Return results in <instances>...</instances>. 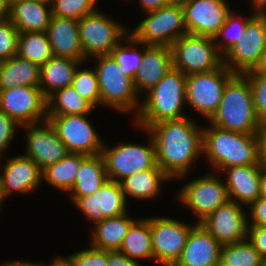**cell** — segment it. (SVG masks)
<instances>
[{"instance_id":"obj_1","label":"cell","mask_w":266,"mask_h":266,"mask_svg":"<svg viewBox=\"0 0 266 266\" xmlns=\"http://www.w3.org/2000/svg\"><path fill=\"white\" fill-rule=\"evenodd\" d=\"M188 115L149 126L145 133L155 144L156 164L171 178H185L203 156V128ZM200 155V156H199Z\"/></svg>"},{"instance_id":"obj_2","label":"cell","mask_w":266,"mask_h":266,"mask_svg":"<svg viewBox=\"0 0 266 266\" xmlns=\"http://www.w3.org/2000/svg\"><path fill=\"white\" fill-rule=\"evenodd\" d=\"M202 149L215 172L233 166L260 164L258 134L223 130L210 124L203 128Z\"/></svg>"},{"instance_id":"obj_3","label":"cell","mask_w":266,"mask_h":266,"mask_svg":"<svg viewBox=\"0 0 266 266\" xmlns=\"http://www.w3.org/2000/svg\"><path fill=\"white\" fill-rule=\"evenodd\" d=\"M186 75L172 68L145 96L141 98L138 114L133 121L139 130L166 120L187 117L183 112L186 106Z\"/></svg>"},{"instance_id":"obj_4","label":"cell","mask_w":266,"mask_h":266,"mask_svg":"<svg viewBox=\"0 0 266 266\" xmlns=\"http://www.w3.org/2000/svg\"><path fill=\"white\" fill-rule=\"evenodd\" d=\"M220 129L258 134L261 128L251 83L245 74L235 73L226 83L218 110L208 121Z\"/></svg>"},{"instance_id":"obj_5","label":"cell","mask_w":266,"mask_h":266,"mask_svg":"<svg viewBox=\"0 0 266 266\" xmlns=\"http://www.w3.org/2000/svg\"><path fill=\"white\" fill-rule=\"evenodd\" d=\"M97 72L101 106L112 107L120 113L138 114L141 100L136 93L133 80L123 74L118 63L109 55L93 57Z\"/></svg>"},{"instance_id":"obj_6","label":"cell","mask_w":266,"mask_h":266,"mask_svg":"<svg viewBox=\"0 0 266 266\" xmlns=\"http://www.w3.org/2000/svg\"><path fill=\"white\" fill-rule=\"evenodd\" d=\"M144 15L146 17L130 33L146 45L170 47L177 39L188 34L180 1L168 2Z\"/></svg>"},{"instance_id":"obj_7","label":"cell","mask_w":266,"mask_h":266,"mask_svg":"<svg viewBox=\"0 0 266 266\" xmlns=\"http://www.w3.org/2000/svg\"><path fill=\"white\" fill-rule=\"evenodd\" d=\"M109 17L96 9L78 20L79 37L86 63L90 58L109 55L111 50L130 34L128 27Z\"/></svg>"},{"instance_id":"obj_8","label":"cell","mask_w":266,"mask_h":266,"mask_svg":"<svg viewBox=\"0 0 266 266\" xmlns=\"http://www.w3.org/2000/svg\"><path fill=\"white\" fill-rule=\"evenodd\" d=\"M173 68L186 76L219 68L223 56L212 37L186 34L171 46Z\"/></svg>"},{"instance_id":"obj_9","label":"cell","mask_w":266,"mask_h":266,"mask_svg":"<svg viewBox=\"0 0 266 266\" xmlns=\"http://www.w3.org/2000/svg\"><path fill=\"white\" fill-rule=\"evenodd\" d=\"M218 175L219 172H208L207 175L186 183L178 190L179 193H176L181 205L190 209L197 217L196 223H201L219 206L230 200L224 179Z\"/></svg>"},{"instance_id":"obj_10","label":"cell","mask_w":266,"mask_h":266,"mask_svg":"<svg viewBox=\"0 0 266 266\" xmlns=\"http://www.w3.org/2000/svg\"><path fill=\"white\" fill-rule=\"evenodd\" d=\"M148 138L147 145L120 142L109 148L104 143L101 155L109 180L120 182L129 175L158 166L154 141L151 135Z\"/></svg>"},{"instance_id":"obj_11","label":"cell","mask_w":266,"mask_h":266,"mask_svg":"<svg viewBox=\"0 0 266 266\" xmlns=\"http://www.w3.org/2000/svg\"><path fill=\"white\" fill-rule=\"evenodd\" d=\"M265 49L266 14H254L241 39L223 55V65L234 73L244 74L258 68Z\"/></svg>"},{"instance_id":"obj_12","label":"cell","mask_w":266,"mask_h":266,"mask_svg":"<svg viewBox=\"0 0 266 266\" xmlns=\"http://www.w3.org/2000/svg\"><path fill=\"white\" fill-rule=\"evenodd\" d=\"M235 73L223 64L212 71L186 77V103L209 121L218 110L225 85Z\"/></svg>"},{"instance_id":"obj_13","label":"cell","mask_w":266,"mask_h":266,"mask_svg":"<svg viewBox=\"0 0 266 266\" xmlns=\"http://www.w3.org/2000/svg\"><path fill=\"white\" fill-rule=\"evenodd\" d=\"M88 115H47V120L69 153L97 155L102 152L104 140L95 130Z\"/></svg>"},{"instance_id":"obj_14","label":"cell","mask_w":266,"mask_h":266,"mask_svg":"<svg viewBox=\"0 0 266 266\" xmlns=\"http://www.w3.org/2000/svg\"><path fill=\"white\" fill-rule=\"evenodd\" d=\"M197 223L186 224L176 218L149 217L154 262L174 266L181 257L191 229Z\"/></svg>"},{"instance_id":"obj_15","label":"cell","mask_w":266,"mask_h":266,"mask_svg":"<svg viewBox=\"0 0 266 266\" xmlns=\"http://www.w3.org/2000/svg\"><path fill=\"white\" fill-rule=\"evenodd\" d=\"M0 111L21 126L47 120V99L39 86L13 87L0 90Z\"/></svg>"},{"instance_id":"obj_16","label":"cell","mask_w":266,"mask_h":266,"mask_svg":"<svg viewBox=\"0 0 266 266\" xmlns=\"http://www.w3.org/2000/svg\"><path fill=\"white\" fill-rule=\"evenodd\" d=\"M70 199L85 219L94 222V225L104 218L117 217L128 212L120 182L109 179L93 194L71 196Z\"/></svg>"},{"instance_id":"obj_17","label":"cell","mask_w":266,"mask_h":266,"mask_svg":"<svg viewBox=\"0 0 266 266\" xmlns=\"http://www.w3.org/2000/svg\"><path fill=\"white\" fill-rule=\"evenodd\" d=\"M184 24L188 34L212 37L231 12L226 0H182Z\"/></svg>"},{"instance_id":"obj_18","label":"cell","mask_w":266,"mask_h":266,"mask_svg":"<svg viewBox=\"0 0 266 266\" xmlns=\"http://www.w3.org/2000/svg\"><path fill=\"white\" fill-rule=\"evenodd\" d=\"M21 127L27 131L24 136L26 152L23 155L33 160L41 170L60 161L69 153L48 120L24 124Z\"/></svg>"},{"instance_id":"obj_19","label":"cell","mask_w":266,"mask_h":266,"mask_svg":"<svg viewBox=\"0 0 266 266\" xmlns=\"http://www.w3.org/2000/svg\"><path fill=\"white\" fill-rule=\"evenodd\" d=\"M244 206L229 200L201 224L223 246L247 239L248 216Z\"/></svg>"},{"instance_id":"obj_20","label":"cell","mask_w":266,"mask_h":266,"mask_svg":"<svg viewBox=\"0 0 266 266\" xmlns=\"http://www.w3.org/2000/svg\"><path fill=\"white\" fill-rule=\"evenodd\" d=\"M0 174V190L3 200L15 194H27L42 184V170L24 155L10 157L3 164Z\"/></svg>"},{"instance_id":"obj_21","label":"cell","mask_w":266,"mask_h":266,"mask_svg":"<svg viewBox=\"0 0 266 266\" xmlns=\"http://www.w3.org/2000/svg\"><path fill=\"white\" fill-rule=\"evenodd\" d=\"M173 68L172 52L169 46L146 45L133 84L136 93H147ZM143 91L144 93H142Z\"/></svg>"},{"instance_id":"obj_22","label":"cell","mask_w":266,"mask_h":266,"mask_svg":"<svg viewBox=\"0 0 266 266\" xmlns=\"http://www.w3.org/2000/svg\"><path fill=\"white\" fill-rule=\"evenodd\" d=\"M222 245L197 223L190 231L181 257L174 266H217Z\"/></svg>"},{"instance_id":"obj_23","label":"cell","mask_w":266,"mask_h":266,"mask_svg":"<svg viewBox=\"0 0 266 266\" xmlns=\"http://www.w3.org/2000/svg\"><path fill=\"white\" fill-rule=\"evenodd\" d=\"M261 167V164L233 166L220 172L228 176L224 183L231 201L247 207L260 198Z\"/></svg>"},{"instance_id":"obj_24","label":"cell","mask_w":266,"mask_h":266,"mask_svg":"<svg viewBox=\"0 0 266 266\" xmlns=\"http://www.w3.org/2000/svg\"><path fill=\"white\" fill-rule=\"evenodd\" d=\"M53 56L85 61L78 20L52 16L46 30Z\"/></svg>"},{"instance_id":"obj_25","label":"cell","mask_w":266,"mask_h":266,"mask_svg":"<svg viewBox=\"0 0 266 266\" xmlns=\"http://www.w3.org/2000/svg\"><path fill=\"white\" fill-rule=\"evenodd\" d=\"M7 18L20 32H46L52 18L51 4L13 0Z\"/></svg>"},{"instance_id":"obj_26","label":"cell","mask_w":266,"mask_h":266,"mask_svg":"<svg viewBox=\"0 0 266 266\" xmlns=\"http://www.w3.org/2000/svg\"><path fill=\"white\" fill-rule=\"evenodd\" d=\"M81 62L84 64V61L53 56L40 66L39 88L44 97L48 99L56 91L70 86Z\"/></svg>"},{"instance_id":"obj_27","label":"cell","mask_w":266,"mask_h":266,"mask_svg":"<svg viewBox=\"0 0 266 266\" xmlns=\"http://www.w3.org/2000/svg\"><path fill=\"white\" fill-rule=\"evenodd\" d=\"M171 178L159 167L144 170L129 175L120 181L125 199L132 197L139 200H150L158 197L163 182L170 181Z\"/></svg>"},{"instance_id":"obj_28","label":"cell","mask_w":266,"mask_h":266,"mask_svg":"<svg viewBox=\"0 0 266 266\" xmlns=\"http://www.w3.org/2000/svg\"><path fill=\"white\" fill-rule=\"evenodd\" d=\"M136 220L133 217L130 218L127 213L117 217L104 218L101 222L93 225L89 245L106 251L119 250L129 228Z\"/></svg>"},{"instance_id":"obj_29","label":"cell","mask_w":266,"mask_h":266,"mask_svg":"<svg viewBox=\"0 0 266 266\" xmlns=\"http://www.w3.org/2000/svg\"><path fill=\"white\" fill-rule=\"evenodd\" d=\"M40 66L18 55L0 61V90L39 86Z\"/></svg>"},{"instance_id":"obj_30","label":"cell","mask_w":266,"mask_h":266,"mask_svg":"<svg viewBox=\"0 0 266 266\" xmlns=\"http://www.w3.org/2000/svg\"><path fill=\"white\" fill-rule=\"evenodd\" d=\"M108 180L104 159L100 154L86 155L81 163L69 196L93 194Z\"/></svg>"},{"instance_id":"obj_31","label":"cell","mask_w":266,"mask_h":266,"mask_svg":"<svg viewBox=\"0 0 266 266\" xmlns=\"http://www.w3.org/2000/svg\"><path fill=\"white\" fill-rule=\"evenodd\" d=\"M119 251L138 263L141 259L154 261L149 217L137 218L123 239Z\"/></svg>"},{"instance_id":"obj_32","label":"cell","mask_w":266,"mask_h":266,"mask_svg":"<svg viewBox=\"0 0 266 266\" xmlns=\"http://www.w3.org/2000/svg\"><path fill=\"white\" fill-rule=\"evenodd\" d=\"M85 156L80 153H68L60 161L42 170V180L68 194L76 181L80 163Z\"/></svg>"},{"instance_id":"obj_33","label":"cell","mask_w":266,"mask_h":266,"mask_svg":"<svg viewBox=\"0 0 266 266\" xmlns=\"http://www.w3.org/2000/svg\"><path fill=\"white\" fill-rule=\"evenodd\" d=\"M93 109L72 85L56 91L47 99V115L91 114Z\"/></svg>"},{"instance_id":"obj_34","label":"cell","mask_w":266,"mask_h":266,"mask_svg":"<svg viewBox=\"0 0 266 266\" xmlns=\"http://www.w3.org/2000/svg\"><path fill=\"white\" fill-rule=\"evenodd\" d=\"M17 55L38 66L44 65L53 57L46 32L20 33Z\"/></svg>"},{"instance_id":"obj_35","label":"cell","mask_w":266,"mask_h":266,"mask_svg":"<svg viewBox=\"0 0 266 266\" xmlns=\"http://www.w3.org/2000/svg\"><path fill=\"white\" fill-rule=\"evenodd\" d=\"M110 55L118 63L123 74L134 80L143 56V42L130 33L111 50Z\"/></svg>"},{"instance_id":"obj_36","label":"cell","mask_w":266,"mask_h":266,"mask_svg":"<svg viewBox=\"0 0 266 266\" xmlns=\"http://www.w3.org/2000/svg\"><path fill=\"white\" fill-rule=\"evenodd\" d=\"M262 259L248 238L221 249L220 261L228 266H261Z\"/></svg>"},{"instance_id":"obj_37","label":"cell","mask_w":266,"mask_h":266,"mask_svg":"<svg viewBox=\"0 0 266 266\" xmlns=\"http://www.w3.org/2000/svg\"><path fill=\"white\" fill-rule=\"evenodd\" d=\"M253 15L254 13L243 17L242 15L238 16L236 12L232 13V11L227 15L225 23L213 38L222 56L241 39L245 33L246 24Z\"/></svg>"},{"instance_id":"obj_38","label":"cell","mask_w":266,"mask_h":266,"mask_svg":"<svg viewBox=\"0 0 266 266\" xmlns=\"http://www.w3.org/2000/svg\"><path fill=\"white\" fill-rule=\"evenodd\" d=\"M78 67L72 81L73 88L94 108L101 106L98 76L95 68L80 69Z\"/></svg>"},{"instance_id":"obj_39","label":"cell","mask_w":266,"mask_h":266,"mask_svg":"<svg viewBox=\"0 0 266 266\" xmlns=\"http://www.w3.org/2000/svg\"><path fill=\"white\" fill-rule=\"evenodd\" d=\"M98 0H51L52 16L79 20L93 13Z\"/></svg>"},{"instance_id":"obj_40","label":"cell","mask_w":266,"mask_h":266,"mask_svg":"<svg viewBox=\"0 0 266 266\" xmlns=\"http://www.w3.org/2000/svg\"><path fill=\"white\" fill-rule=\"evenodd\" d=\"M250 83L254 97V108L259 122L266 123V72L257 68L244 73Z\"/></svg>"},{"instance_id":"obj_41","label":"cell","mask_w":266,"mask_h":266,"mask_svg":"<svg viewBox=\"0 0 266 266\" xmlns=\"http://www.w3.org/2000/svg\"><path fill=\"white\" fill-rule=\"evenodd\" d=\"M19 35L7 17H0V61L17 55Z\"/></svg>"},{"instance_id":"obj_42","label":"cell","mask_w":266,"mask_h":266,"mask_svg":"<svg viewBox=\"0 0 266 266\" xmlns=\"http://www.w3.org/2000/svg\"><path fill=\"white\" fill-rule=\"evenodd\" d=\"M74 266H107V251L90 245L67 256Z\"/></svg>"},{"instance_id":"obj_43","label":"cell","mask_w":266,"mask_h":266,"mask_svg":"<svg viewBox=\"0 0 266 266\" xmlns=\"http://www.w3.org/2000/svg\"><path fill=\"white\" fill-rule=\"evenodd\" d=\"M21 125L13 118L9 117L5 112L0 111V161L3 157V151H6L10 143L17 133L15 130Z\"/></svg>"},{"instance_id":"obj_44","label":"cell","mask_w":266,"mask_h":266,"mask_svg":"<svg viewBox=\"0 0 266 266\" xmlns=\"http://www.w3.org/2000/svg\"><path fill=\"white\" fill-rule=\"evenodd\" d=\"M248 226L266 227V198H259L249 206ZM251 221V222H250Z\"/></svg>"},{"instance_id":"obj_45","label":"cell","mask_w":266,"mask_h":266,"mask_svg":"<svg viewBox=\"0 0 266 266\" xmlns=\"http://www.w3.org/2000/svg\"><path fill=\"white\" fill-rule=\"evenodd\" d=\"M247 238L263 259L266 258V227L248 226Z\"/></svg>"},{"instance_id":"obj_46","label":"cell","mask_w":266,"mask_h":266,"mask_svg":"<svg viewBox=\"0 0 266 266\" xmlns=\"http://www.w3.org/2000/svg\"><path fill=\"white\" fill-rule=\"evenodd\" d=\"M107 266H142L141 263L129 259L119 250L107 251Z\"/></svg>"},{"instance_id":"obj_47","label":"cell","mask_w":266,"mask_h":266,"mask_svg":"<svg viewBox=\"0 0 266 266\" xmlns=\"http://www.w3.org/2000/svg\"><path fill=\"white\" fill-rule=\"evenodd\" d=\"M258 137H259L260 164L261 166L266 167V123L261 125Z\"/></svg>"},{"instance_id":"obj_48","label":"cell","mask_w":266,"mask_h":266,"mask_svg":"<svg viewBox=\"0 0 266 266\" xmlns=\"http://www.w3.org/2000/svg\"><path fill=\"white\" fill-rule=\"evenodd\" d=\"M139 6L141 7L142 12H150L158 10L159 8L165 6L167 0H138Z\"/></svg>"},{"instance_id":"obj_49","label":"cell","mask_w":266,"mask_h":266,"mask_svg":"<svg viewBox=\"0 0 266 266\" xmlns=\"http://www.w3.org/2000/svg\"><path fill=\"white\" fill-rule=\"evenodd\" d=\"M39 266H74L66 256H56L49 264L39 263Z\"/></svg>"},{"instance_id":"obj_50","label":"cell","mask_w":266,"mask_h":266,"mask_svg":"<svg viewBox=\"0 0 266 266\" xmlns=\"http://www.w3.org/2000/svg\"><path fill=\"white\" fill-rule=\"evenodd\" d=\"M254 14H266V0H250Z\"/></svg>"},{"instance_id":"obj_51","label":"cell","mask_w":266,"mask_h":266,"mask_svg":"<svg viewBox=\"0 0 266 266\" xmlns=\"http://www.w3.org/2000/svg\"><path fill=\"white\" fill-rule=\"evenodd\" d=\"M260 198H266V167H261L260 171Z\"/></svg>"},{"instance_id":"obj_52","label":"cell","mask_w":266,"mask_h":266,"mask_svg":"<svg viewBox=\"0 0 266 266\" xmlns=\"http://www.w3.org/2000/svg\"><path fill=\"white\" fill-rule=\"evenodd\" d=\"M13 0H0V17H7Z\"/></svg>"},{"instance_id":"obj_53","label":"cell","mask_w":266,"mask_h":266,"mask_svg":"<svg viewBox=\"0 0 266 266\" xmlns=\"http://www.w3.org/2000/svg\"><path fill=\"white\" fill-rule=\"evenodd\" d=\"M0 266H39L38 262H31V261H6V263L0 264Z\"/></svg>"},{"instance_id":"obj_54","label":"cell","mask_w":266,"mask_h":266,"mask_svg":"<svg viewBox=\"0 0 266 266\" xmlns=\"http://www.w3.org/2000/svg\"><path fill=\"white\" fill-rule=\"evenodd\" d=\"M257 69L260 70V71H265L266 72V49L264 51V55H263L262 61H261L260 65L258 66Z\"/></svg>"},{"instance_id":"obj_55","label":"cell","mask_w":266,"mask_h":266,"mask_svg":"<svg viewBox=\"0 0 266 266\" xmlns=\"http://www.w3.org/2000/svg\"><path fill=\"white\" fill-rule=\"evenodd\" d=\"M35 2H41V3H51V0H31Z\"/></svg>"},{"instance_id":"obj_56","label":"cell","mask_w":266,"mask_h":266,"mask_svg":"<svg viewBox=\"0 0 266 266\" xmlns=\"http://www.w3.org/2000/svg\"><path fill=\"white\" fill-rule=\"evenodd\" d=\"M261 266H266V258L262 259Z\"/></svg>"},{"instance_id":"obj_57","label":"cell","mask_w":266,"mask_h":266,"mask_svg":"<svg viewBox=\"0 0 266 266\" xmlns=\"http://www.w3.org/2000/svg\"><path fill=\"white\" fill-rule=\"evenodd\" d=\"M4 202V200H3V198H2V196H0V207H1V205H3L2 203ZM1 209V208H0Z\"/></svg>"},{"instance_id":"obj_58","label":"cell","mask_w":266,"mask_h":266,"mask_svg":"<svg viewBox=\"0 0 266 266\" xmlns=\"http://www.w3.org/2000/svg\"><path fill=\"white\" fill-rule=\"evenodd\" d=\"M217 266H228L226 264H223L221 261L219 262V264Z\"/></svg>"},{"instance_id":"obj_59","label":"cell","mask_w":266,"mask_h":266,"mask_svg":"<svg viewBox=\"0 0 266 266\" xmlns=\"http://www.w3.org/2000/svg\"><path fill=\"white\" fill-rule=\"evenodd\" d=\"M1 162H2V164H3V161H0V168H1V166H2ZM0 196H2V195H1V190H0Z\"/></svg>"}]
</instances>
